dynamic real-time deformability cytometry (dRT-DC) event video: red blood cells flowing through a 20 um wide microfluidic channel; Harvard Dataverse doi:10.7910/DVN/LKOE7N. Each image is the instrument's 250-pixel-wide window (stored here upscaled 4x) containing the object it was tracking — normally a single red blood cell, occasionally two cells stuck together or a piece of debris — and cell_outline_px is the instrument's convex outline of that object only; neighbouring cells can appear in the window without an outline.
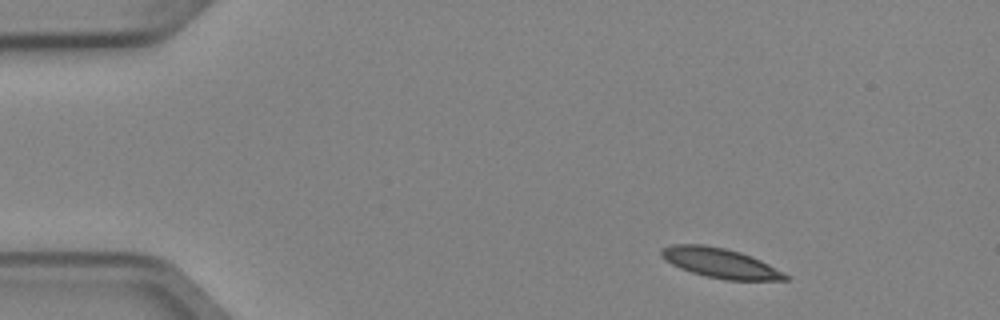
{"species": "Egyptian fruit bat (a non-hibernating species)", "species_latin": "Rousettus aegyptiacus", "temperature_condition": "cold", "stored_images_in_passage": 4, "camera_frame_rate_fps": 3000, "um_per_image_px": 0.085, "animal": {"sex": "female"}, "frame": {"image": 1, "passage_image": 1, "time_ms": 0.0, "image_size_px": [1000, 320], "cell_outline_px": [[788, 280], [728, 280], [704, 276], [680, 268], [672, 264], [660, 256], [660, 248], [672, 244], [704, 244], [724, 248], [740, 252], [760, 260], [784, 272], [788, 276]], "centroid_in_image_um": [61.18, 22.35], "position_along_channel_um": 23.8, "area_um2": 21.44}}
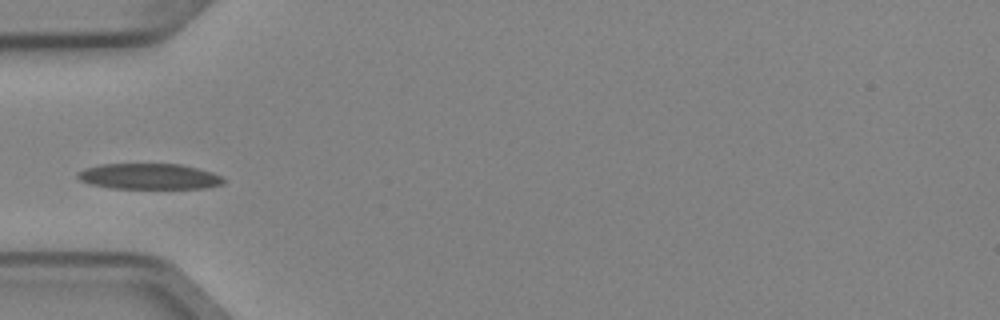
{"frame": {"image": 2, "passage_image": 3, "time_ms": 0.667, "image_size_px": [1000, 320], "cell_outline_px": [[224, 184], [204, 188], [108, 188], [92, 184], [80, 180], [76, 176], [76, 172], [84, 168], [100, 164], [180, 164], [212, 172], [220, 176], [224, 180]], "centroid_in_image_um": [12.64, 14.99], "position_along_channel_um": 72.4, "area_um2": 21.85}}
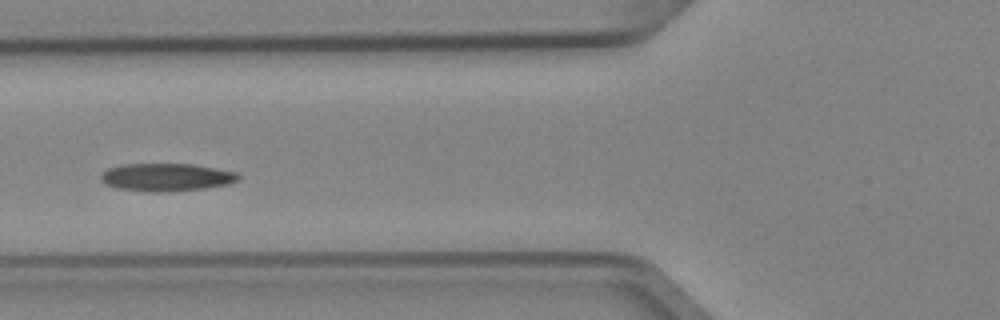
{"frame": {"image": 3, "passage_image": 4, "time_ms": 1.0, "image_size_px": [1000, 320], "cell_outline_px": [[240, 176], [236, 180], [228, 184], [204, 188], [160, 192], [152, 192], [120, 188], [108, 184], [100, 180], [100, 176], [108, 168], [124, 164], [192, 164], [216, 168], [236, 172]], "centroid_in_image_um": [14.15, 15.05], "position_along_channel_um": 111.7, "area_um2": 21.91}}